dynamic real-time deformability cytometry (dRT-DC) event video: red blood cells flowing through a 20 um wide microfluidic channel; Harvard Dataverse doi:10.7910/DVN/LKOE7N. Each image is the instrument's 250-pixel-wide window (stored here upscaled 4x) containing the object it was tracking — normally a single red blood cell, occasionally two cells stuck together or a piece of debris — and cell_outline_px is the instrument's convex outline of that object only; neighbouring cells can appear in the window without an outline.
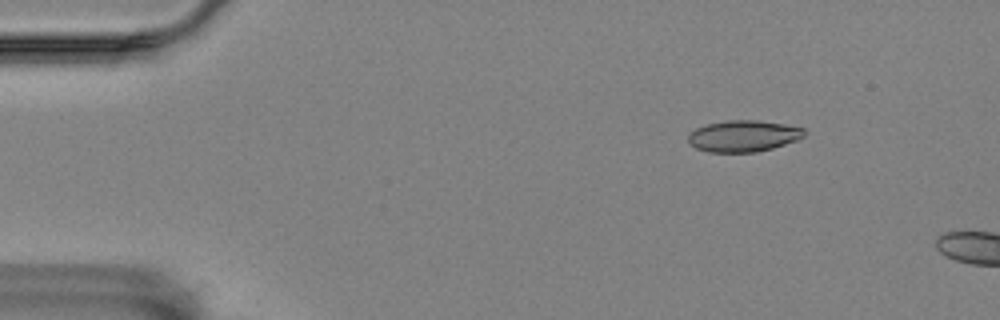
{"species": "Egyptian fruit bat (a non-hibernating species)", "species_latin": "Rousettus aegyptiacus", "temperature_condition": "room temperature", "stored_images_in_passage": 5, "camera_frame_rate_fps": 3000, "um_per_image_px": 0.085, "animal": {"sex": "female"}, "frame": {"image": 1, "passage_image": 1, "time_ms": 0.0, "image_size_px": [1000, 320], "cell_outline_px": [[808, 132], [804, 136], [796, 140], [772, 148], [756, 152], [708, 152], [696, 148], [688, 144], [688, 136], [696, 128], [708, 124], [728, 120], [756, 120], [784, 124], [804, 128]], "centroid_in_image_um": [63.19, 11.56], "position_along_channel_um": 21.8, "area_um2": 21.21}}